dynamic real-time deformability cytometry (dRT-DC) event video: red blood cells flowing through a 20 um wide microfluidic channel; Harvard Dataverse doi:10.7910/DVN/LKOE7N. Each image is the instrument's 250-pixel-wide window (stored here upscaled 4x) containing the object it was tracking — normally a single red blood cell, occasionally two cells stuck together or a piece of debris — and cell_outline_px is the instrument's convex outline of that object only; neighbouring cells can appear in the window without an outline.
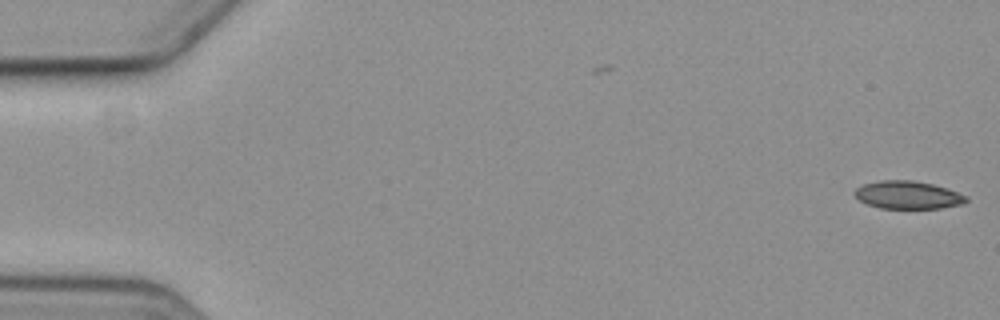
{"species": "common noctule bat (a hibernating species)", "species_latin": "Nyctalus noctula", "temperature_condition": "cold", "stored_images_in_passage": 6, "camera_frame_rate_fps": 3000, "um_per_image_px": 0.085, "animal": {"sex": "female", "body_mass_g": 19.3, "forearm_length_mm": 54.1}, "frame": {"image": 1, "passage_image": 6, "time_ms": 1.667, "image_size_px": [1000, 320], "cell_outline_px": [[968, 200], [964, 204], [940, 208], [880, 208], [868, 204], [860, 200], [852, 192], [856, 188], [864, 184], [880, 180], [912, 180], [932, 184], [948, 188], [968, 196]], "centroid_in_image_um": [77.19, 16.57], "position_along_channel_um": 7.8, "area_um2": 18.15}}